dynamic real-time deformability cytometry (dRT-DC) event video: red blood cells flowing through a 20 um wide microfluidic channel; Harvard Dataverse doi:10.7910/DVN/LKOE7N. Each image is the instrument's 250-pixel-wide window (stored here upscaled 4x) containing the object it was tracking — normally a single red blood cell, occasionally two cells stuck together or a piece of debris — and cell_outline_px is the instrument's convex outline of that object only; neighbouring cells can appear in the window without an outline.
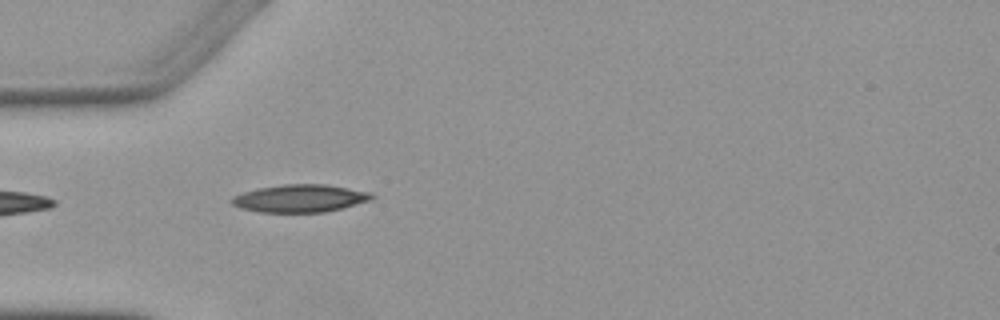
{"species": "Egyptian fruit bat (a non-hibernating species)", "species_latin": "Rousettus aegyptiacus", "temperature_condition": "warm", "stored_images_in_passage": 3, "camera_frame_rate_fps": 3000, "um_per_image_px": 0.085, "animal": {"sex": "female"}, "frame": {"image": 1, "passage_image": 3, "time_ms": 2.333, "image_size_px": [1000, 320], "cell_outline_px": [[376, 196], [372, 200], [324, 212], [260, 212], [240, 208], [232, 204], [228, 200], [232, 196], [244, 192], [260, 188], [284, 184], [328, 184], [372, 192]], "centroid_in_image_um": [25.52, 16.85], "position_along_channel_um": 59.5, "area_um2": 22.66}}